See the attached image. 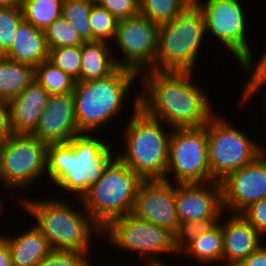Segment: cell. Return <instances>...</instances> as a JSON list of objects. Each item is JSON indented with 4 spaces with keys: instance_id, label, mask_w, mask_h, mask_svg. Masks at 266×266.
Segmentation results:
<instances>
[{
    "instance_id": "5b68a950",
    "label": "cell",
    "mask_w": 266,
    "mask_h": 266,
    "mask_svg": "<svg viewBox=\"0 0 266 266\" xmlns=\"http://www.w3.org/2000/svg\"><path fill=\"white\" fill-rule=\"evenodd\" d=\"M113 154L93 176L88 191L80 199L102 230L114 219L132 213L138 189L144 181Z\"/></svg>"
},
{
    "instance_id": "277c9868",
    "label": "cell",
    "mask_w": 266,
    "mask_h": 266,
    "mask_svg": "<svg viewBox=\"0 0 266 266\" xmlns=\"http://www.w3.org/2000/svg\"><path fill=\"white\" fill-rule=\"evenodd\" d=\"M140 94L134 97L133 115L124 130V150L116 155L143 180H165L171 131L139 107Z\"/></svg>"
},
{
    "instance_id": "52a82bcc",
    "label": "cell",
    "mask_w": 266,
    "mask_h": 266,
    "mask_svg": "<svg viewBox=\"0 0 266 266\" xmlns=\"http://www.w3.org/2000/svg\"><path fill=\"white\" fill-rule=\"evenodd\" d=\"M205 33L203 14L193 2L172 21L159 26L154 70L194 72Z\"/></svg>"
},
{
    "instance_id": "2e32d148",
    "label": "cell",
    "mask_w": 266,
    "mask_h": 266,
    "mask_svg": "<svg viewBox=\"0 0 266 266\" xmlns=\"http://www.w3.org/2000/svg\"><path fill=\"white\" fill-rule=\"evenodd\" d=\"M78 134L73 94L49 95L38 126L31 135L48 145L68 143Z\"/></svg>"
},
{
    "instance_id": "7a4b0ae2",
    "label": "cell",
    "mask_w": 266,
    "mask_h": 266,
    "mask_svg": "<svg viewBox=\"0 0 266 266\" xmlns=\"http://www.w3.org/2000/svg\"><path fill=\"white\" fill-rule=\"evenodd\" d=\"M94 135L80 133L68 143L47 145V177L77 200L88 191L93 176L112 154L108 143Z\"/></svg>"
},
{
    "instance_id": "b9f144b4",
    "label": "cell",
    "mask_w": 266,
    "mask_h": 266,
    "mask_svg": "<svg viewBox=\"0 0 266 266\" xmlns=\"http://www.w3.org/2000/svg\"><path fill=\"white\" fill-rule=\"evenodd\" d=\"M2 206H3V202H1V200H0V211L3 210Z\"/></svg>"
},
{
    "instance_id": "3957f363",
    "label": "cell",
    "mask_w": 266,
    "mask_h": 266,
    "mask_svg": "<svg viewBox=\"0 0 266 266\" xmlns=\"http://www.w3.org/2000/svg\"><path fill=\"white\" fill-rule=\"evenodd\" d=\"M37 200L21 199V205L30 216H34L37 222L34 225L46 237L51 249L79 251L89 256L91 236L94 233L102 236V229L85 210L82 201L79 199L83 209L78 211L62 198Z\"/></svg>"
},
{
    "instance_id": "d4e9b609",
    "label": "cell",
    "mask_w": 266,
    "mask_h": 266,
    "mask_svg": "<svg viewBox=\"0 0 266 266\" xmlns=\"http://www.w3.org/2000/svg\"><path fill=\"white\" fill-rule=\"evenodd\" d=\"M62 3L63 0H23V19L44 30L62 16Z\"/></svg>"
},
{
    "instance_id": "ba28073f",
    "label": "cell",
    "mask_w": 266,
    "mask_h": 266,
    "mask_svg": "<svg viewBox=\"0 0 266 266\" xmlns=\"http://www.w3.org/2000/svg\"><path fill=\"white\" fill-rule=\"evenodd\" d=\"M206 132L210 177L217 182L253 162L266 150L216 114L207 122Z\"/></svg>"
},
{
    "instance_id": "d590c367",
    "label": "cell",
    "mask_w": 266,
    "mask_h": 266,
    "mask_svg": "<svg viewBox=\"0 0 266 266\" xmlns=\"http://www.w3.org/2000/svg\"><path fill=\"white\" fill-rule=\"evenodd\" d=\"M117 20L134 17L140 14V0H96Z\"/></svg>"
},
{
    "instance_id": "8992f818",
    "label": "cell",
    "mask_w": 266,
    "mask_h": 266,
    "mask_svg": "<svg viewBox=\"0 0 266 266\" xmlns=\"http://www.w3.org/2000/svg\"><path fill=\"white\" fill-rule=\"evenodd\" d=\"M138 76L133 70L118 67L105 78L76 81L72 94L79 132H100L105 124L109 125L116 115L119 116L127 92Z\"/></svg>"
},
{
    "instance_id": "484cf974",
    "label": "cell",
    "mask_w": 266,
    "mask_h": 266,
    "mask_svg": "<svg viewBox=\"0 0 266 266\" xmlns=\"http://www.w3.org/2000/svg\"><path fill=\"white\" fill-rule=\"evenodd\" d=\"M35 80L49 95L72 93L76 82L49 60L35 67Z\"/></svg>"
},
{
    "instance_id": "e575fe53",
    "label": "cell",
    "mask_w": 266,
    "mask_h": 266,
    "mask_svg": "<svg viewBox=\"0 0 266 266\" xmlns=\"http://www.w3.org/2000/svg\"><path fill=\"white\" fill-rule=\"evenodd\" d=\"M89 260L87 254L79 251L52 250L36 266H92L94 263Z\"/></svg>"
},
{
    "instance_id": "ab89813d",
    "label": "cell",
    "mask_w": 266,
    "mask_h": 266,
    "mask_svg": "<svg viewBox=\"0 0 266 266\" xmlns=\"http://www.w3.org/2000/svg\"><path fill=\"white\" fill-rule=\"evenodd\" d=\"M0 266H13L7 242L0 236Z\"/></svg>"
},
{
    "instance_id": "8fae6325",
    "label": "cell",
    "mask_w": 266,
    "mask_h": 266,
    "mask_svg": "<svg viewBox=\"0 0 266 266\" xmlns=\"http://www.w3.org/2000/svg\"><path fill=\"white\" fill-rule=\"evenodd\" d=\"M174 175L177 184L205 183L210 177L206 125L171 129L165 180Z\"/></svg>"
},
{
    "instance_id": "4fadbf2b",
    "label": "cell",
    "mask_w": 266,
    "mask_h": 266,
    "mask_svg": "<svg viewBox=\"0 0 266 266\" xmlns=\"http://www.w3.org/2000/svg\"><path fill=\"white\" fill-rule=\"evenodd\" d=\"M158 29L157 24L141 14L118 20L112 42H116L124 59L115 61L117 66L133 70L139 75L154 70Z\"/></svg>"
},
{
    "instance_id": "60d3db41",
    "label": "cell",
    "mask_w": 266,
    "mask_h": 266,
    "mask_svg": "<svg viewBox=\"0 0 266 266\" xmlns=\"http://www.w3.org/2000/svg\"><path fill=\"white\" fill-rule=\"evenodd\" d=\"M23 0H0V7L2 8H21Z\"/></svg>"
},
{
    "instance_id": "9c48e42d",
    "label": "cell",
    "mask_w": 266,
    "mask_h": 266,
    "mask_svg": "<svg viewBox=\"0 0 266 266\" xmlns=\"http://www.w3.org/2000/svg\"><path fill=\"white\" fill-rule=\"evenodd\" d=\"M103 234H107L109 242L116 247L135 253L137 251L148 266H168L156 254H179L174 246V234L171 231L137 218L132 213L111 221L102 230Z\"/></svg>"
},
{
    "instance_id": "83f0119b",
    "label": "cell",
    "mask_w": 266,
    "mask_h": 266,
    "mask_svg": "<svg viewBox=\"0 0 266 266\" xmlns=\"http://www.w3.org/2000/svg\"><path fill=\"white\" fill-rule=\"evenodd\" d=\"M96 0H63L64 17L85 41H91L90 10Z\"/></svg>"
},
{
    "instance_id": "1f68e13d",
    "label": "cell",
    "mask_w": 266,
    "mask_h": 266,
    "mask_svg": "<svg viewBox=\"0 0 266 266\" xmlns=\"http://www.w3.org/2000/svg\"><path fill=\"white\" fill-rule=\"evenodd\" d=\"M220 218H208L197 221H186L178 224L174 233V246L180 252L195 238L211 230L219 223Z\"/></svg>"
},
{
    "instance_id": "ffe728a7",
    "label": "cell",
    "mask_w": 266,
    "mask_h": 266,
    "mask_svg": "<svg viewBox=\"0 0 266 266\" xmlns=\"http://www.w3.org/2000/svg\"><path fill=\"white\" fill-rule=\"evenodd\" d=\"M4 56L34 68L48 60L49 48L44 31L23 19L16 30L10 50Z\"/></svg>"
},
{
    "instance_id": "9a60e30c",
    "label": "cell",
    "mask_w": 266,
    "mask_h": 266,
    "mask_svg": "<svg viewBox=\"0 0 266 266\" xmlns=\"http://www.w3.org/2000/svg\"><path fill=\"white\" fill-rule=\"evenodd\" d=\"M144 180L137 192L132 214L175 233L180 223L176 209V184Z\"/></svg>"
},
{
    "instance_id": "d6a6232c",
    "label": "cell",
    "mask_w": 266,
    "mask_h": 266,
    "mask_svg": "<svg viewBox=\"0 0 266 266\" xmlns=\"http://www.w3.org/2000/svg\"><path fill=\"white\" fill-rule=\"evenodd\" d=\"M252 57L253 56H249L241 64L244 71H247L246 73H249L248 75H250V77L245 82L246 84L242 83L243 93L241 94L242 99L239 103L240 105H244L243 102H248L249 98L251 99V97L258 93L259 90L262 89V86L266 84V51L264 52L262 58L259 59V63H256V67L254 66L255 64H253L254 60Z\"/></svg>"
},
{
    "instance_id": "f1b7e54d",
    "label": "cell",
    "mask_w": 266,
    "mask_h": 266,
    "mask_svg": "<svg viewBox=\"0 0 266 266\" xmlns=\"http://www.w3.org/2000/svg\"><path fill=\"white\" fill-rule=\"evenodd\" d=\"M43 31L49 49L64 46H82L85 42L75 28L62 16L54 20Z\"/></svg>"
},
{
    "instance_id": "8d00e7d4",
    "label": "cell",
    "mask_w": 266,
    "mask_h": 266,
    "mask_svg": "<svg viewBox=\"0 0 266 266\" xmlns=\"http://www.w3.org/2000/svg\"><path fill=\"white\" fill-rule=\"evenodd\" d=\"M240 214L261 236L266 234V197L251 204Z\"/></svg>"
},
{
    "instance_id": "5bb4252c",
    "label": "cell",
    "mask_w": 266,
    "mask_h": 266,
    "mask_svg": "<svg viewBox=\"0 0 266 266\" xmlns=\"http://www.w3.org/2000/svg\"><path fill=\"white\" fill-rule=\"evenodd\" d=\"M223 209L240 214L266 197V150L253 162L226 175L220 182Z\"/></svg>"
},
{
    "instance_id": "4dcf8cb0",
    "label": "cell",
    "mask_w": 266,
    "mask_h": 266,
    "mask_svg": "<svg viewBox=\"0 0 266 266\" xmlns=\"http://www.w3.org/2000/svg\"><path fill=\"white\" fill-rule=\"evenodd\" d=\"M48 60L61 71L78 81L81 73V46H64L49 49Z\"/></svg>"
},
{
    "instance_id": "d6986e66",
    "label": "cell",
    "mask_w": 266,
    "mask_h": 266,
    "mask_svg": "<svg viewBox=\"0 0 266 266\" xmlns=\"http://www.w3.org/2000/svg\"><path fill=\"white\" fill-rule=\"evenodd\" d=\"M222 226L224 252L223 266H237L262 243V237L255 228L241 215L233 214Z\"/></svg>"
},
{
    "instance_id": "f546056e",
    "label": "cell",
    "mask_w": 266,
    "mask_h": 266,
    "mask_svg": "<svg viewBox=\"0 0 266 266\" xmlns=\"http://www.w3.org/2000/svg\"><path fill=\"white\" fill-rule=\"evenodd\" d=\"M91 41L114 39L118 20L100 4L95 2L90 10Z\"/></svg>"
},
{
    "instance_id": "7402d4cb",
    "label": "cell",
    "mask_w": 266,
    "mask_h": 266,
    "mask_svg": "<svg viewBox=\"0 0 266 266\" xmlns=\"http://www.w3.org/2000/svg\"><path fill=\"white\" fill-rule=\"evenodd\" d=\"M109 42L87 41L81 46V73L78 81L102 79L112 74L117 68L116 57Z\"/></svg>"
},
{
    "instance_id": "6da1fadb",
    "label": "cell",
    "mask_w": 266,
    "mask_h": 266,
    "mask_svg": "<svg viewBox=\"0 0 266 266\" xmlns=\"http://www.w3.org/2000/svg\"><path fill=\"white\" fill-rule=\"evenodd\" d=\"M145 73V74H144ZM193 72L147 70L139 107L171 128L203 127L214 115L204 88L192 81ZM193 78V79H192Z\"/></svg>"
},
{
    "instance_id": "4316f807",
    "label": "cell",
    "mask_w": 266,
    "mask_h": 266,
    "mask_svg": "<svg viewBox=\"0 0 266 266\" xmlns=\"http://www.w3.org/2000/svg\"><path fill=\"white\" fill-rule=\"evenodd\" d=\"M193 0H140V14L158 26L172 21Z\"/></svg>"
},
{
    "instance_id": "30bf717a",
    "label": "cell",
    "mask_w": 266,
    "mask_h": 266,
    "mask_svg": "<svg viewBox=\"0 0 266 266\" xmlns=\"http://www.w3.org/2000/svg\"><path fill=\"white\" fill-rule=\"evenodd\" d=\"M43 173H47L46 143L33 135L12 134L0 146V182L6 189L28 188Z\"/></svg>"
},
{
    "instance_id": "e0dca14e",
    "label": "cell",
    "mask_w": 266,
    "mask_h": 266,
    "mask_svg": "<svg viewBox=\"0 0 266 266\" xmlns=\"http://www.w3.org/2000/svg\"><path fill=\"white\" fill-rule=\"evenodd\" d=\"M175 199L180 223L220 218L224 213L221 187L217 181L176 184Z\"/></svg>"
},
{
    "instance_id": "f35d334b",
    "label": "cell",
    "mask_w": 266,
    "mask_h": 266,
    "mask_svg": "<svg viewBox=\"0 0 266 266\" xmlns=\"http://www.w3.org/2000/svg\"><path fill=\"white\" fill-rule=\"evenodd\" d=\"M237 266H266V244H261Z\"/></svg>"
},
{
    "instance_id": "603a6c76",
    "label": "cell",
    "mask_w": 266,
    "mask_h": 266,
    "mask_svg": "<svg viewBox=\"0 0 266 266\" xmlns=\"http://www.w3.org/2000/svg\"><path fill=\"white\" fill-rule=\"evenodd\" d=\"M35 80V68L0 55V99L10 101Z\"/></svg>"
},
{
    "instance_id": "7c38bea8",
    "label": "cell",
    "mask_w": 266,
    "mask_h": 266,
    "mask_svg": "<svg viewBox=\"0 0 266 266\" xmlns=\"http://www.w3.org/2000/svg\"><path fill=\"white\" fill-rule=\"evenodd\" d=\"M201 10L206 33L209 31L236 57L240 65L252 56L247 41L246 18L238 0H193ZM206 3V4H205Z\"/></svg>"
},
{
    "instance_id": "ac0fdd59",
    "label": "cell",
    "mask_w": 266,
    "mask_h": 266,
    "mask_svg": "<svg viewBox=\"0 0 266 266\" xmlns=\"http://www.w3.org/2000/svg\"><path fill=\"white\" fill-rule=\"evenodd\" d=\"M48 98L49 93L33 80L22 93L8 101L12 133L31 135L38 126Z\"/></svg>"
},
{
    "instance_id": "836d02e7",
    "label": "cell",
    "mask_w": 266,
    "mask_h": 266,
    "mask_svg": "<svg viewBox=\"0 0 266 266\" xmlns=\"http://www.w3.org/2000/svg\"><path fill=\"white\" fill-rule=\"evenodd\" d=\"M23 20L21 8L0 7V55L11 48L19 23Z\"/></svg>"
},
{
    "instance_id": "44dd1931",
    "label": "cell",
    "mask_w": 266,
    "mask_h": 266,
    "mask_svg": "<svg viewBox=\"0 0 266 266\" xmlns=\"http://www.w3.org/2000/svg\"><path fill=\"white\" fill-rule=\"evenodd\" d=\"M0 236L7 242L13 266H36L52 249L46 237L35 226L12 236Z\"/></svg>"
},
{
    "instance_id": "74e56055",
    "label": "cell",
    "mask_w": 266,
    "mask_h": 266,
    "mask_svg": "<svg viewBox=\"0 0 266 266\" xmlns=\"http://www.w3.org/2000/svg\"><path fill=\"white\" fill-rule=\"evenodd\" d=\"M9 103L0 99V146L12 135Z\"/></svg>"
},
{
    "instance_id": "cb8c5ba5",
    "label": "cell",
    "mask_w": 266,
    "mask_h": 266,
    "mask_svg": "<svg viewBox=\"0 0 266 266\" xmlns=\"http://www.w3.org/2000/svg\"><path fill=\"white\" fill-rule=\"evenodd\" d=\"M220 217L219 223L209 231H206L201 236L195 238L188 244L180 254H188L200 262L201 264H210L215 262L222 263L224 252L223 230L220 224L223 219Z\"/></svg>"
}]
</instances>
